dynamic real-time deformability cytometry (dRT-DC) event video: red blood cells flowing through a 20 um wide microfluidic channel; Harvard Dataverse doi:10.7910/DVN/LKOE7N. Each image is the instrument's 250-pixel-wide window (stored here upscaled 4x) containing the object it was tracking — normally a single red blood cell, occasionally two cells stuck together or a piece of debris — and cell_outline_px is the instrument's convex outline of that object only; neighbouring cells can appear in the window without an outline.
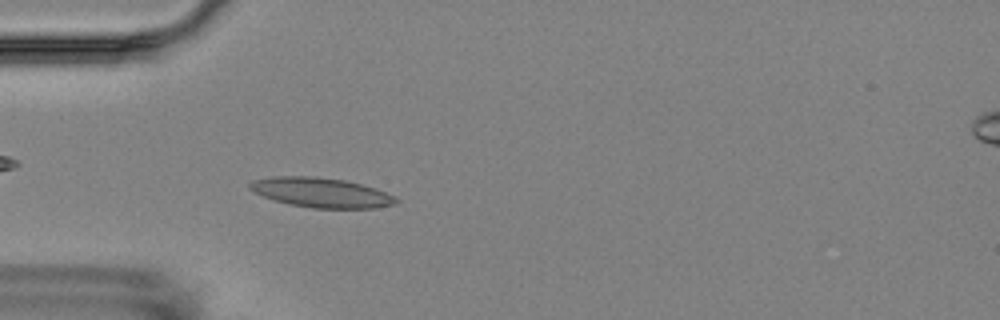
{"species": "Egyptian fruit bat (a non-hibernating species)", "species_latin": "Rousettus aegyptiacus", "temperature_condition": "room temperature", "stored_images_in_passage": 4, "camera_frame_rate_fps": 3000, "um_per_image_px": 0.085, "animal": {"sex": "female"}, "frame": {"image": 1, "passage_image": 4, "time_ms": 3.333, "image_size_px": [1000, 320], "cell_outline_px": [[400, 200], [396, 204], [376, 208], [312, 208], [288, 204], [264, 196], [248, 188], [248, 184], [252, 180], [276, 176], [316, 176], [344, 180], [376, 188]], "centroid_in_image_um": [27.3, 16.37], "position_along_channel_um": 57.7, "area_um2": 25.2}}